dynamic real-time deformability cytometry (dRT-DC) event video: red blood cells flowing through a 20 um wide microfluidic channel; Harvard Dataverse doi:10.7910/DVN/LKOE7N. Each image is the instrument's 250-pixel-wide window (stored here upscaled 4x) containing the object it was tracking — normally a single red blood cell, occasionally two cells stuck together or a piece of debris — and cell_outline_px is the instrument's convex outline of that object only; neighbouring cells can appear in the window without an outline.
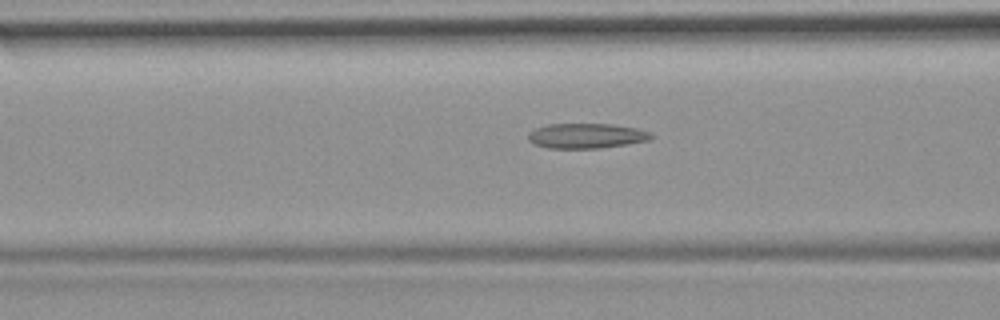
{"species": "common noctule bat (a hibernating species)", "species_latin": "Nyctalus noctula", "temperature_condition": "room temperature", "stored_images_in_passage": 45, "camera_frame_rate_fps": 3000, "um_per_image_px": 0.085, "animal": {"sex": "female", "body_mass_g": 19.9}, "frame": {"image": 1, "passage_image": 13, "time_ms": 4.0, "image_size_px": [1000, 320], "cell_outline_px": [[656, 136], [648, 140], [600, 148], [548, 148], [532, 144], [528, 140], [528, 132], [536, 128], [548, 124], [612, 124], [636, 128], [652, 132]], "centroid_in_image_um": [49.83, 11.54], "position_along_channel_um": 116.8, "area_um2": 17.98}}
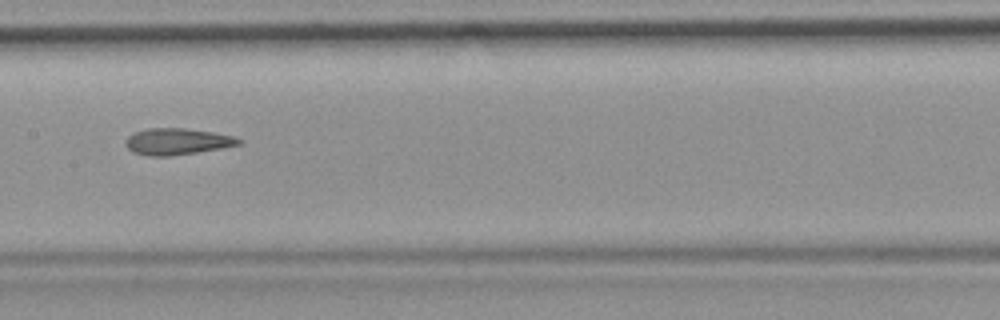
{"frame": {"image": 2, "passage_image": 19, "time_ms": 6.0, "image_size_px": [1000, 320], "cell_outline_px": [[240, 144], [220, 148], [196, 152], [168, 156], [148, 156], [132, 152], [124, 144], [128, 136], [136, 132], [148, 128], [184, 128], [212, 132], [232, 136], [240, 140]], "centroid_in_image_um": [14.99, 12.03], "position_along_channel_um": 192.4, "area_um2": 17.17}}
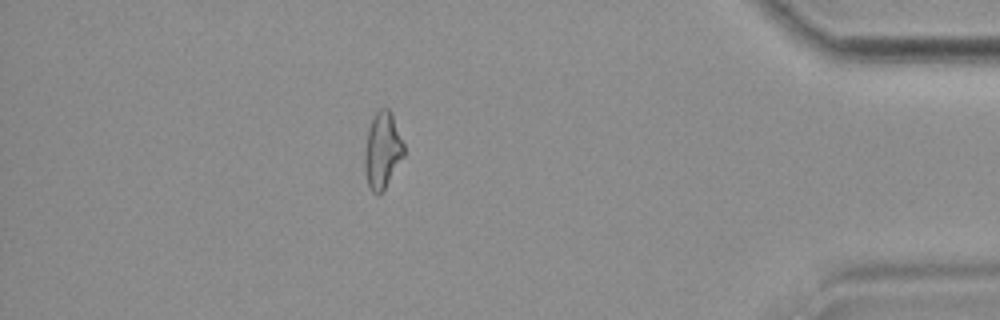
{"frame": {"image": 3, "passage_image": 39, "time_ms": 12.667, "image_size_px": [1000, 320], "cell_outline_px": [[404, 156], [380, 196], [376, 196], [372, 192], [368, 184], [364, 168], [364, 152], [368, 128], [372, 116], [380, 108], [388, 108], [392, 112], [404, 144]], "centroid_in_image_um": [32.5, 12.78], "position_along_channel_um": 402.7, "area_um2": 17.74}, "authors_computed_cell_mechanics": {"area_um2": 17.9758, "velocity_mm_per_s": 3.7808, "shape_relaxation_time_tau1_ms": null, "shape_relaxation_time_tau2_ms": 4.093, "deformation_change_tau1": null, "deformation_change_tau2": 0.148}}